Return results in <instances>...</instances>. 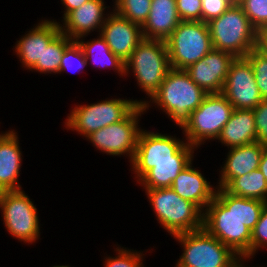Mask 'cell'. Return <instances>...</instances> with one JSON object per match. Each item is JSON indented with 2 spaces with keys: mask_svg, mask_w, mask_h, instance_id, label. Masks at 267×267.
Listing matches in <instances>:
<instances>
[{
  "mask_svg": "<svg viewBox=\"0 0 267 267\" xmlns=\"http://www.w3.org/2000/svg\"><path fill=\"white\" fill-rule=\"evenodd\" d=\"M233 110V105L222 93L207 94L201 105L183 121L179 128L183 130L186 142L197 149L207 140H217Z\"/></svg>",
  "mask_w": 267,
  "mask_h": 267,
  "instance_id": "cell-6",
  "label": "cell"
},
{
  "mask_svg": "<svg viewBox=\"0 0 267 267\" xmlns=\"http://www.w3.org/2000/svg\"><path fill=\"white\" fill-rule=\"evenodd\" d=\"M255 49L267 58V29L257 31Z\"/></svg>",
  "mask_w": 267,
  "mask_h": 267,
  "instance_id": "cell-36",
  "label": "cell"
},
{
  "mask_svg": "<svg viewBox=\"0 0 267 267\" xmlns=\"http://www.w3.org/2000/svg\"><path fill=\"white\" fill-rule=\"evenodd\" d=\"M170 69L164 40L143 39L125 62V76L132 71L137 85L149 98L159 89Z\"/></svg>",
  "mask_w": 267,
  "mask_h": 267,
  "instance_id": "cell-5",
  "label": "cell"
},
{
  "mask_svg": "<svg viewBox=\"0 0 267 267\" xmlns=\"http://www.w3.org/2000/svg\"><path fill=\"white\" fill-rule=\"evenodd\" d=\"M158 223L171 235L203 228V212L172 188L145 189Z\"/></svg>",
  "mask_w": 267,
  "mask_h": 267,
  "instance_id": "cell-4",
  "label": "cell"
},
{
  "mask_svg": "<svg viewBox=\"0 0 267 267\" xmlns=\"http://www.w3.org/2000/svg\"><path fill=\"white\" fill-rule=\"evenodd\" d=\"M256 128V142L267 145V99L253 109Z\"/></svg>",
  "mask_w": 267,
  "mask_h": 267,
  "instance_id": "cell-35",
  "label": "cell"
},
{
  "mask_svg": "<svg viewBox=\"0 0 267 267\" xmlns=\"http://www.w3.org/2000/svg\"><path fill=\"white\" fill-rule=\"evenodd\" d=\"M265 202L235 196L217 187L214 199L203 212V228L239 257L250 259L252 230Z\"/></svg>",
  "mask_w": 267,
  "mask_h": 267,
  "instance_id": "cell-1",
  "label": "cell"
},
{
  "mask_svg": "<svg viewBox=\"0 0 267 267\" xmlns=\"http://www.w3.org/2000/svg\"><path fill=\"white\" fill-rule=\"evenodd\" d=\"M27 32L17 40L13 48L23 67L42 73V54L61 32L59 23L54 19H44Z\"/></svg>",
  "mask_w": 267,
  "mask_h": 267,
  "instance_id": "cell-14",
  "label": "cell"
},
{
  "mask_svg": "<svg viewBox=\"0 0 267 267\" xmlns=\"http://www.w3.org/2000/svg\"><path fill=\"white\" fill-rule=\"evenodd\" d=\"M173 238L183 247L175 267H229L239 257L204 228Z\"/></svg>",
  "mask_w": 267,
  "mask_h": 267,
  "instance_id": "cell-7",
  "label": "cell"
},
{
  "mask_svg": "<svg viewBox=\"0 0 267 267\" xmlns=\"http://www.w3.org/2000/svg\"><path fill=\"white\" fill-rule=\"evenodd\" d=\"M234 4L233 0H201L202 21L219 17Z\"/></svg>",
  "mask_w": 267,
  "mask_h": 267,
  "instance_id": "cell-34",
  "label": "cell"
},
{
  "mask_svg": "<svg viewBox=\"0 0 267 267\" xmlns=\"http://www.w3.org/2000/svg\"><path fill=\"white\" fill-rule=\"evenodd\" d=\"M234 109H254L263 100L250 62L236 57L230 64L221 92Z\"/></svg>",
  "mask_w": 267,
  "mask_h": 267,
  "instance_id": "cell-13",
  "label": "cell"
},
{
  "mask_svg": "<svg viewBox=\"0 0 267 267\" xmlns=\"http://www.w3.org/2000/svg\"><path fill=\"white\" fill-rule=\"evenodd\" d=\"M260 248H267V202H265L263 206L260 219L252 230L250 259L255 256V253H257Z\"/></svg>",
  "mask_w": 267,
  "mask_h": 267,
  "instance_id": "cell-32",
  "label": "cell"
},
{
  "mask_svg": "<svg viewBox=\"0 0 267 267\" xmlns=\"http://www.w3.org/2000/svg\"><path fill=\"white\" fill-rule=\"evenodd\" d=\"M207 94L195 84L185 70L171 68L150 101L142 100L145 110L155 103L180 126L202 103Z\"/></svg>",
  "mask_w": 267,
  "mask_h": 267,
  "instance_id": "cell-2",
  "label": "cell"
},
{
  "mask_svg": "<svg viewBox=\"0 0 267 267\" xmlns=\"http://www.w3.org/2000/svg\"><path fill=\"white\" fill-rule=\"evenodd\" d=\"M239 5L257 31L267 29V0H242Z\"/></svg>",
  "mask_w": 267,
  "mask_h": 267,
  "instance_id": "cell-29",
  "label": "cell"
},
{
  "mask_svg": "<svg viewBox=\"0 0 267 267\" xmlns=\"http://www.w3.org/2000/svg\"><path fill=\"white\" fill-rule=\"evenodd\" d=\"M73 40L60 32L44 49L42 54V74H58L65 48Z\"/></svg>",
  "mask_w": 267,
  "mask_h": 267,
  "instance_id": "cell-26",
  "label": "cell"
},
{
  "mask_svg": "<svg viewBox=\"0 0 267 267\" xmlns=\"http://www.w3.org/2000/svg\"><path fill=\"white\" fill-rule=\"evenodd\" d=\"M181 21H202L201 0H176Z\"/></svg>",
  "mask_w": 267,
  "mask_h": 267,
  "instance_id": "cell-33",
  "label": "cell"
},
{
  "mask_svg": "<svg viewBox=\"0 0 267 267\" xmlns=\"http://www.w3.org/2000/svg\"><path fill=\"white\" fill-rule=\"evenodd\" d=\"M84 52L76 40H73L66 48L60 63L59 73L64 71L80 72L86 67Z\"/></svg>",
  "mask_w": 267,
  "mask_h": 267,
  "instance_id": "cell-28",
  "label": "cell"
},
{
  "mask_svg": "<svg viewBox=\"0 0 267 267\" xmlns=\"http://www.w3.org/2000/svg\"><path fill=\"white\" fill-rule=\"evenodd\" d=\"M246 260H250V259L245 258V257H238L229 267H245L244 261Z\"/></svg>",
  "mask_w": 267,
  "mask_h": 267,
  "instance_id": "cell-39",
  "label": "cell"
},
{
  "mask_svg": "<svg viewBox=\"0 0 267 267\" xmlns=\"http://www.w3.org/2000/svg\"><path fill=\"white\" fill-rule=\"evenodd\" d=\"M20 149L15 130L0 133V193L22 190L18 182L23 159Z\"/></svg>",
  "mask_w": 267,
  "mask_h": 267,
  "instance_id": "cell-20",
  "label": "cell"
},
{
  "mask_svg": "<svg viewBox=\"0 0 267 267\" xmlns=\"http://www.w3.org/2000/svg\"><path fill=\"white\" fill-rule=\"evenodd\" d=\"M53 267H70L69 265H54Z\"/></svg>",
  "mask_w": 267,
  "mask_h": 267,
  "instance_id": "cell-40",
  "label": "cell"
},
{
  "mask_svg": "<svg viewBox=\"0 0 267 267\" xmlns=\"http://www.w3.org/2000/svg\"><path fill=\"white\" fill-rule=\"evenodd\" d=\"M256 135L253 110L234 109L217 140L230 149L256 142Z\"/></svg>",
  "mask_w": 267,
  "mask_h": 267,
  "instance_id": "cell-23",
  "label": "cell"
},
{
  "mask_svg": "<svg viewBox=\"0 0 267 267\" xmlns=\"http://www.w3.org/2000/svg\"><path fill=\"white\" fill-rule=\"evenodd\" d=\"M264 145L259 142L230 148L216 187L225 188L234 178L258 169Z\"/></svg>",
  "mask_w": 267,
  "mask_h": 267,
  "instance_id": "cell-21",
  "label": "cell"
},
{
  "mask_svg": "<svg viewBox=\"0 0 267 267\" xmlns=\"http://www.w3.org/2000/svg\"><path fill=\"white\" fill-rule=\"evenodd\" d=\"M81 46L86 61H92V65L100 68H112L118 75L125 76V63L121 61L109 48L104 38L100 35L90 41H84L83 37L76 40Z\"/></svg>",
  "mask_w": 267,
  "mask_h": 267,
  "instance_id": "cell-24",
  "label": "cell"
},
{
  "mask_svg": "<svg viewBox=\"0 0 267 267\" xmlns=\"http://www.w3.org/2000/svg\"><path fill=\"white\" fill-rule=\"evenodd\" d=\"M131 250L132 249L127 250L124 247L121 248V246H118L115 249L117 254L115 257H104V267H144L143 252L141 253V251L137 252L136 250Z\"/></svg>",
  "mask_w": 267,
  "mask_h": 267,
  "instance_id": "cell-30",
  "label": "cell"
},
{
  "mask_svg": "<svg viewBox=\"0 0 267 267\" xmlns=\"http://www.w3.org/2000/svg\"><path fill=\"white\" fill-rule=\"evenodd\" d=\"M258 169L263 173L265 176V180L267 181V145H264L263 152L260 159V164Z\"/></svg>",
  "mask_w": 267,
  "mask_h": 267,
  "instance_id": "cell-38",
  "label": "cell"
},
{
  "mask_svg": "<svg viewBox=\"0 0 267 267\" xmlns=\"http://www.w3.org/2000/svg\"><path fill=\"white\" fill-rule=\"evenodd\" d=\"M213 49L245 57L256 47L257 30L239 4H233L219 17L207 22Z\"/></svg>",
  "mask_w": 267,
  "mask_h": 267,
  "instance_id": "cell-3",
  "label": "cell"
},
{
  "mask_svg": "<svg viewBox=\"0 0 267 267\" xmlns=\"http://www.w3.org/2000/svg\"><path fill=\"white\" fill-rule=\"evenodd\" d=\"M104 0H89L78 9L71 11L61 22V32L72 40L88 36L91 31L100 33L109 13L104 14L106 8Z\"/></svg>",
  "mask_w": 267,
  "mask_h": 267,
  "instance_id": "cell-17",
  "label": "cell"
},
{
  "mask_svg": "<svg viewBox=\"0 0 267 267\" xmlns=\"http://www.w3.org/2000/svg\"><path fill=\"white\" fill-rule=\"evenodd\" d=\"M89 0H61L62 5L65 6L63 19L73 10L78 9L81 5Z\"/></svg>",
  "mask_w": 267,
  "mask_h": 267,
  "instance_id": "cell-37",
  "label": "cell"
},
{
  "mask_svg": "<svg viewBox=\"0 0 267 267\" xmlns=\"http://www.w3.org/2000/svg\"><path fill=\"white\" fill-rule=\"evenodd\" d=\"M100 35L104 38L110 50L124 63L144 39L140 25L121 17L114 11L109 12L106 17Z\"/></svg>",
  "mask_w": 267,
  "mask_h": 267,
  "instance_id": "cell-16",
  "label": "cell"
},
{
  "mask_svg": "<svg viewBox=\"0 0 267 267\" xmlns=\"http://www.w3.org/2000/svg\"><path fill=\"white\" fill-rule=\"evenodd\" d=\"M141 100L112 98L90 105H75L65 120V128L87 138L93 132L123 120Z\"/></svg>",
  "mask_w": 267,
  "mask_h": 267,
  "instance_id": "cell-9",
  "label": "cell"
},
{
  "mask_svg": "<svg viewBox=\"0 0 267 267\" xmlns=\"http://www.w3.org/2000/svg\"><path fill=\"white\" fill-rule=\"evenodd\" d=\"M180 22L176 0H151L149 16L141 27L143 38L165 41Z\"/></svg>",
  "mask_w": 267,
  "mask_h": 267,
  "instance_id": "cell-22",
  "label": "cell"
},
{
  "mask_svg": "<svg viewBox=\"0 0 267 267\" xmlns=\"http://www.w3.org/2000/svg\"><path fill=\"white\" fill-rule=\"evenodd\" d=\"M112 11L129 21L140 25L146 22L151 0H114Z\"/></svg>",
  "mask_w": 267,
  "mask_h": 267,
  "instance_id": "cell-27",
  "label": "cell"
},
{
  "mask_svg": "<svg viewBox=\"0 0 267 267\" xmlns=\"http://www.w3.org/2000/svg\"><path fill=\"white\" fill-rule=\"evenodd\" d=\"M195 149L185 139L141 129L132 162L193 160Z\"/></svg>",
  "mask_w": 267,
  "mask_h": 267,
  "instance_id": "cell-12",
  "label": "cell"
},
{
  "mask_svg": "<svg viewBox=\"0 0 267 267\" xmlns=\"http://www.w3.org/2000/svg\"><path fill=\"white\" fill-rule=\"evenodd\" d=\"M245 58L252 66L255 82L263 100L267 99V58L256 49L251 50Z\"/></svg>",
  "mask_w": 267,
  "mask_h": 267,
  "instance_id": "cell-31",
  "label": "cell"
},
{
  "mask_svg": "<svg viewBox=\"0 0 267 267\" xmlns=\"http://www.w3.org/2000/svg\"><path fill=\"white\" fill-rule=\"evenodd\" d=\"M193 160L131 162L134 177L143 189L171 188L178 174Z\"/></svg>",
  "mask_w": 267,
  "mask_h": 267,
  "instance_id": "cell-18",
  "label": "cell"
},
{
  "mask_svg": "<svg viewBox=\"0 0 267 267\" xmlns=\"http://www.w3.org/2000/svg\"><path fill=\"white\" fill-rule=\"evenodd\" d=\"M224 189L235 196L267 202V181L259 169L234 178Z\"/></svg>",
  "mask_w": 267,
  "mask_h": 267,
  "instance_id": "cell-25",
  "label": "cell"
},
{
  "mask_svg": "<svg viewBox=\"0 0 267 267\" xmlns=\"http://www.w3.org/2000/svg\"><path fill=\"white\" fill-rule=\"evenodd\" d=\"M242 0H233L234 4H239Z\"/></svg>",
  "mask_w": 267,
  "mask_h": 267,
  "instance_id": "cell-41",
  "label": "cell"
},
{
  "mask_svg": "<svg viewBox=\"0 0 267 267\" xmlns=\"http://www.w3.org/2000/svg\"><path fill=\"white\" fill-rule=\"evenodd\" d=\"M170 66L185 70L213 49L209 26L203 21H181L165 40Z\"/></svg>",
  "mask_w": 267,
  "mask_h": 267,
  "instance_id": "cell-8",
  "label": "cell"
},
{
  "mask_svg": "<svg viewBox=\"0 0 267 267\" xmlns=\"http://www.w3.org/2000/svg\"><path fill=\"white\" fill-rule=\"evenodd\" d=\"M0 211L3 224L11 237L25 244L35 243L40 237L38 210L23 190L2 191Z\"/></svg>",
  "mask_w": 267,
  "mask_h": 267,
  "instance_id": "cell-10",
  "label": "cell"
},
{
  "mask_svg": "<svg viewBox=\"0 0 267 267\" xmlns=\"http://www.w3.org/2000/svg\"><path fill=\"white\" fill-rule=\"evenodd\" d=\"M235 58L229 52L212 49L185 71L206 94H218L223 90L230 64Z\"/></svg>",
  "mask_w": 267,
  "mask_h": 267,
  "instance_id": "cell-15",
  "label": "cell"
},
{
  "mask_svg": "<svg viewBox=\"0 0 267 267\" xmlns=\"http://www.w3.org/2000/svg\"><path fill=\"white\" fill-rule=\"evenodd\" d=\"M191 162L175 178L171 188L183 199L194 203L202 212L214 199L217 187L194 168ZM193 167V168H192Z\"/></svg>",
  "mask_w": 267,
  "mask_h": 267,
  "instance_id": "cell-19",
  "label": "cell"
},
{
  "mask_svg": "<svg viewBox=\"0 0 267 267\" xmlns=\"http://www.w3.org/2000/svg\"><path fill=\"white\" fill-rule=\"evenodd\" d=\"M144 112H146L144 106L138 104L123 120L93 132L87 137V140L94 145L93 147L107 155L117 157H121L123 154L127 155L131 164L141 131L138 121Z\"/></svg>",
  "mask_w": 267,
  "mask_h": 267,
  "instance_id": "cell-11",
  "label": "cell"
}]
</instances>
